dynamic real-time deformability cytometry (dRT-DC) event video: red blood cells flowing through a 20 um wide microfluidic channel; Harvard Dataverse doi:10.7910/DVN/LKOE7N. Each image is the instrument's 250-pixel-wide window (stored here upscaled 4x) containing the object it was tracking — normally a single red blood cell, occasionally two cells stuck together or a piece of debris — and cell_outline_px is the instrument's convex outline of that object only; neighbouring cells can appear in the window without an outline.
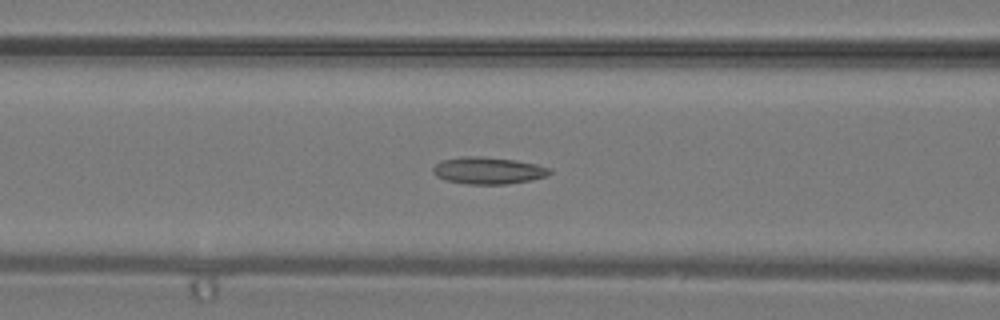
{"species": "common noctule bat (a hibernating species)", "species_latin": "Nyctalus noctula", "temperature_condition": "warm", "stored_images_in_passage": 26, "camera_frame_rate_fps": 3000, "um_per_image_px": 0.085, "animal": {"sex": "male", "body_mass_g": 19.2, "forearm_length_mm": 51.8}, "frame": {"image": 1, "passage_image": 4, "time_ms": 1.0, "image_size_px": [1000, 320], "cell_outline_px": [[552, 172], [544, 176], [528, 180], [508, 184], [468, 184], [444, 180], [436, 176], [432, 172], [432, 168], [440, 160], [460, 156], [484, 156], [516, 160], [536, 164], [552, 168]], "centroid_in_image_um": [41.45, 14.48], "position_along_channel_um": 125.2, "area_um2": 18.5}}
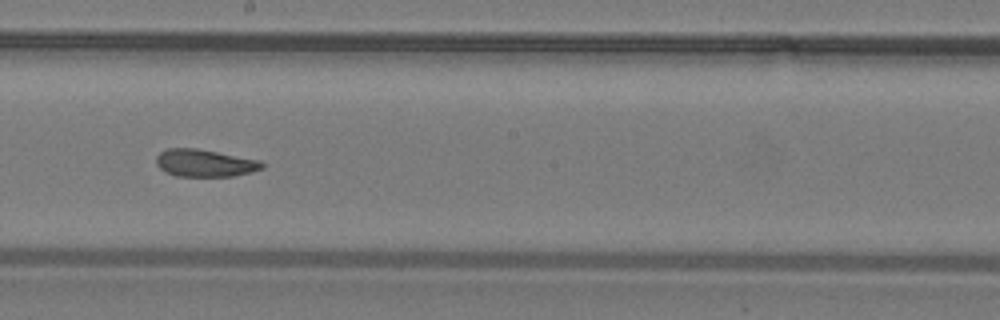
{"frame": {"image": 2, "passage_image": 10, "time_ms": 3.0, "image_size_px": [1000, 320], "cell_outline_px": [[264, 168], [252, 172], [232, 176], [176, 176], [160, 168], [156, 164], [156, 156], [160, 152], [168, 148], [196, 148], [260, 160], [264, 164]], "centroid_in_image_um": [17.42, 13.85], "position_along_channel_um": 230.8, "area_um2": 16.82}}
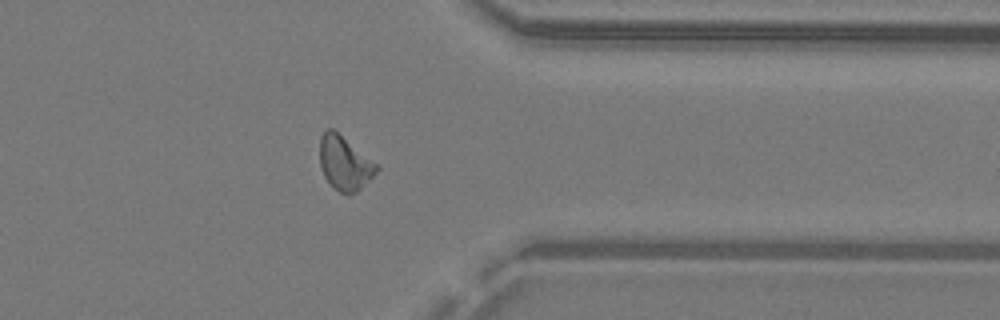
{"frame": {"image": 3, "passage_image": 19, "time_ms": 6.0, "image_size_px": [1000, 320], "cell_outline_px": [[380, 168], [356, 192], [348, 196], [332, 188], [324, 176], [320, 164], [320, 136], [328, 128], [332, 128], [376, 164]], "centroid_in_image_um": [29.25, 13.9], "position_along_channel_um": 382.1, "area_um2": 17.51}}